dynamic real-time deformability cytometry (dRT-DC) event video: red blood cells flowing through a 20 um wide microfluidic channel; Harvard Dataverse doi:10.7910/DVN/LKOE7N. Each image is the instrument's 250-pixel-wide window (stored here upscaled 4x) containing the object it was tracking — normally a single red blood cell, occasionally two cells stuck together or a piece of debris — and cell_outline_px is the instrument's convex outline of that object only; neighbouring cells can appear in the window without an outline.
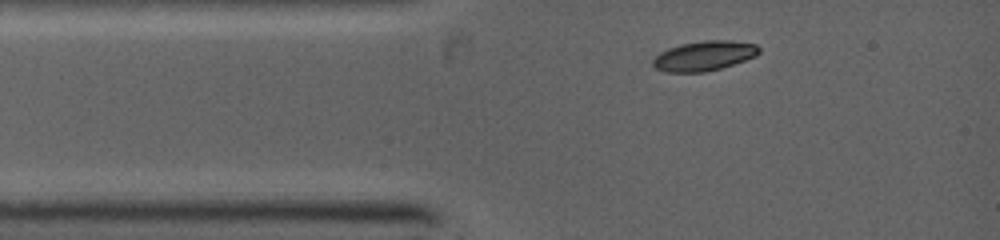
{"species": "common noctule bat (a hibernating species)", "species_latin": "Nyctalus noctula", "temperature_condition": "warm", "stored_images_in_passage": 8, "camera_frame_rate_fps": 5000, "um_per_image_px": 0.085, "animal": {"sex": "female", "body_mass_g": 19.0, "forearm_length_mm": 53.3}, "frame": {"image": 1, "passage_image": 1, "time_ms": 0.0, "image_size_px": [1000, 240], "cell_outline_px": [[760, 52], [756, 56], [720, 68], [704, 72], [664, 72], [656, 68], [652, 64], [652, 60], [660, 52], [668, 48], [680, 44], [704, 40], [732, 40], [756, 44], [760, 48]], "centroid_in_image_um": [59.84, 4.74], "position_along_channel_um": 25.2, "area_um2": 18.44}}
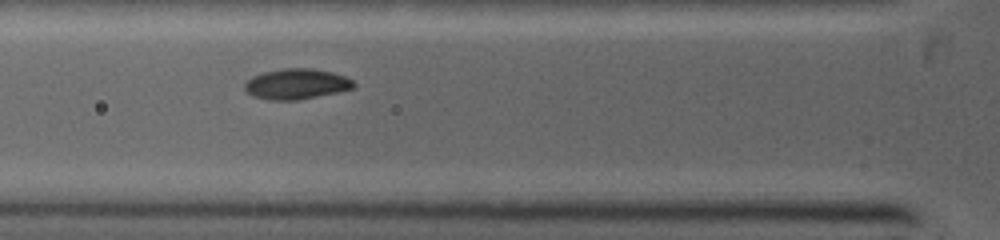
{"frame": {"image": 2, "passage_image": 4, "time_ms": 2.0, "image_size_px": [1000, 240], "cell_outline_px": [[356, 84], [352, 88], [336, 92], [296, 100], [272, 100], [252, 96], [244, 88], [244, 84], [252, 76], [264, 72], [284, 68], [312, 68], [332, 72], [344, 76], [352, 80]], "centroid_in_image_um": [25.17, 7.13], "position_along_channel_um": 100.6, "area_um2": 19.13}}
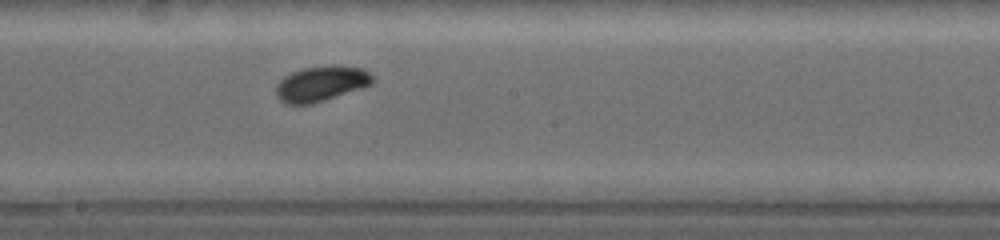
{"frame": {"image": 3, "passage_image": 8, "time_ms": 4.6, "image_size_px": [1000, 240], "cell_outline_px": [[376, 80], [372, 84], [364, 88], [312, 104], [288, 104], [280, 100], [276, 96], [276, 84], [284, 76], [292, 72], [304, 68], [336, 64], [364, 68]], "centroid_in_image_um": [27.34, 7.1], "position_along_channel_um": 220.9, "area_um2": 20.17}}